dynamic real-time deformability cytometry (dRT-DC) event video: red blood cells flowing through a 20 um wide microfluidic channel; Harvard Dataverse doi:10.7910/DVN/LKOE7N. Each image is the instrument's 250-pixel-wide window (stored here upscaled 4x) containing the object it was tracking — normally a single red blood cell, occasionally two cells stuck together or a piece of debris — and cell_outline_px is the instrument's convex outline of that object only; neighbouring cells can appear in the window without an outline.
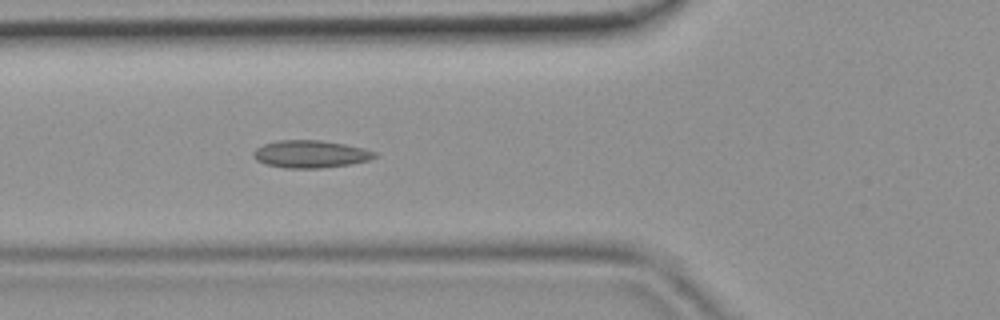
{"species": "common noctule bat (a hibernating species)", "species_latin": "Nyctalus noctula", "temperature_condition": "room temperature", "stored_images_in_passage": 44, "camera_frame_rate_fps": 3000, "um_per_image_px": 0.085, "animal": {"sex": "female", "body_mass_g": 19.9}, "frame": {"image": 1, "passage_image": 16, "time_ms": 5.0, "image_size_px": [1000, 320], "cell_outline_px": [[376, 156], [368, 160], [348, 164], [320, 168], [284, 168], [264, 164], [256, 160], [252, 156], [252, 152], [256, 148], [264, 144], [276, 140], [320, 140], [344, 144], [364, 148], [376, 152]], "centroid_in_image_um": [26.33, 13.09], "position_along_channel_um": 99.5, "area_um2": 19.42}}
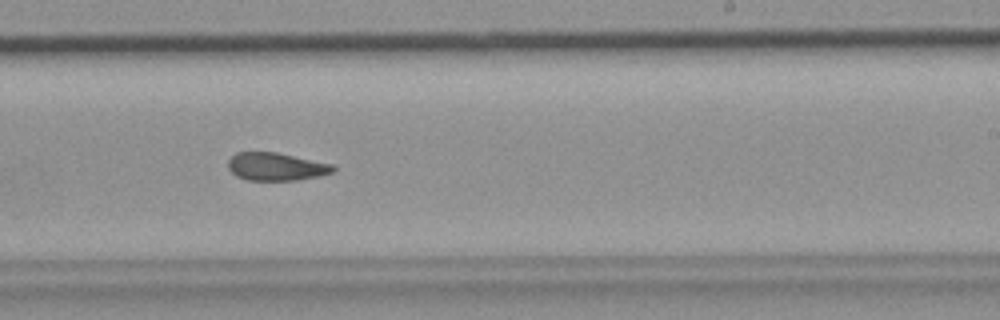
{"frame": {"image": 2, "passage_image": 27, "time_ms": 8.667, "image_size_px": [1000, 320], "cell_outline_px": [[336, 172], [320, 176], [296, 180], [248, 180], [236, 176], [228, 168], [228, 160], [236, 152], [276, 152], [336, 164]], "centroid_in_image_um": [23.53, 14.16], "position_along_channel_um": 265.5, "area_um2": 17.34}}
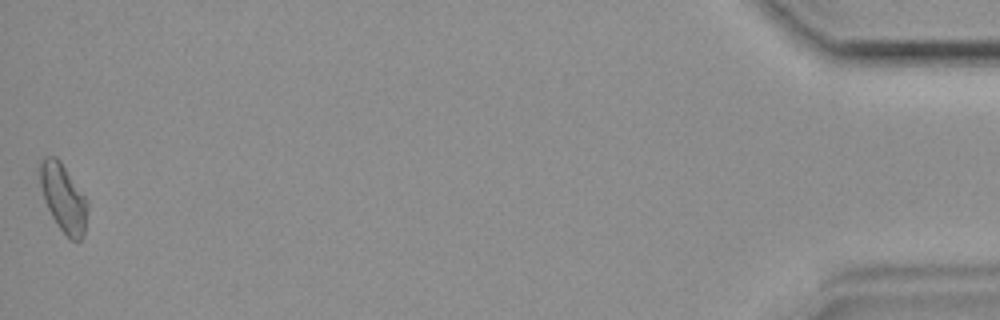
{"frame": {"image": 3, "passage_image": 44, "time_ms": 14.333, "image_size_px": [1000, 320], "cell_outline_px": [[88, 208], [84, 232], [80, 240], [72, 240], [60, 228], [52, 216], [44, 200], [40, 184], [40, 160], [44, 156], [56, 156], [60, 160], [88, 200]], "centroid_in_image_um": [5.39, 16.78], "position_along_channel_um": 429.8, "area_um2": 18.67}}